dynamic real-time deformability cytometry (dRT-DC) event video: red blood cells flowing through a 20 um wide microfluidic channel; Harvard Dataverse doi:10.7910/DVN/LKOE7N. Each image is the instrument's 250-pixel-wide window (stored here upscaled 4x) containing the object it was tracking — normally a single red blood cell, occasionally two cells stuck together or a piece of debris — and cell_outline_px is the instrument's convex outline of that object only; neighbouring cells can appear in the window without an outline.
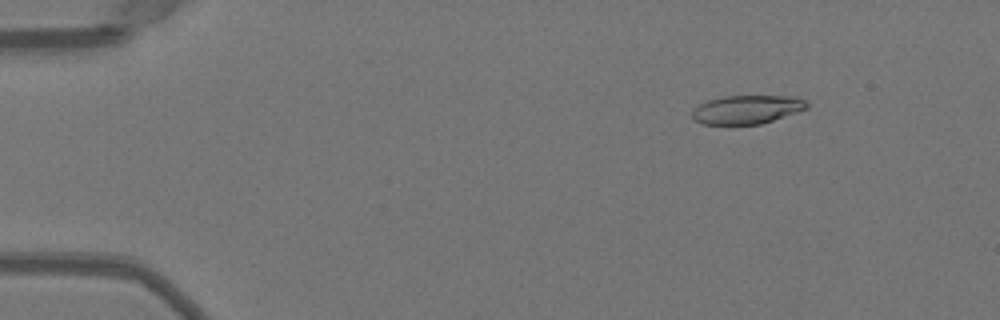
{"species": "Egyptian fruit bat (a non-hibernating species)", "species_latin": "Rousettus aegyptiacus", "temperature_condition": "warm", "stored_images_in_passage": 23, "camera_frame_rate_fps": 3000, "um_per_image_px": 0.085, "animal": {"sex": "female"}, "frame": {"image": 1, "passage_image": 7, "time_ms": 2.0, "image_size_px": [1000, 320], "cell_outline_px": [[808, 108], [760, 124], [704, 124], [696, 120], [692, 116], [692, 112], [700, 104], [708, 100], [724, 96], [796, 96], [804, 100], [808, 104]], "centroid_in_image_um": [63.51, 9.3], "position_along_channel_um": 21.5, "area_um2": 18.84}}
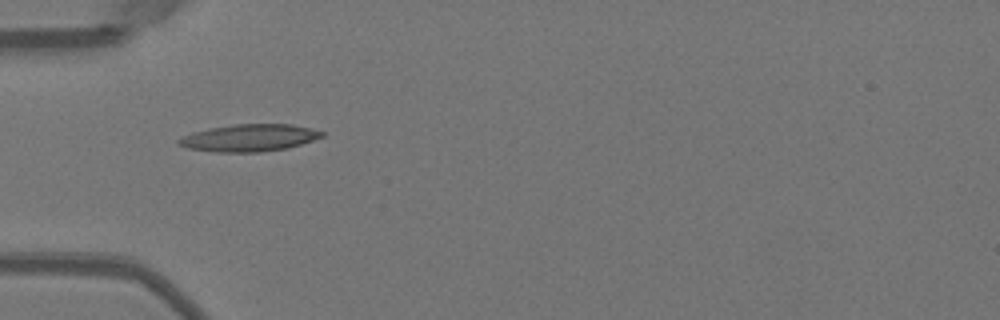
{"frame": {"image": 2, "passage_image": 17, "time_ms": 5.333, "image_size_px": [1000, 320], "cell_outline_px": [[324, 136], [288, 148], [260, 152], [216, 152], [188, 148], [176, 144], [176, 140], [180, 136], [192, 132], [208, 128], [232, 124], [292, 124], [324, 132]], "centroid_in_image_um": [21.12, 11.71], "position_along_channel_um": 63.9, "area_um2": 22.77}}
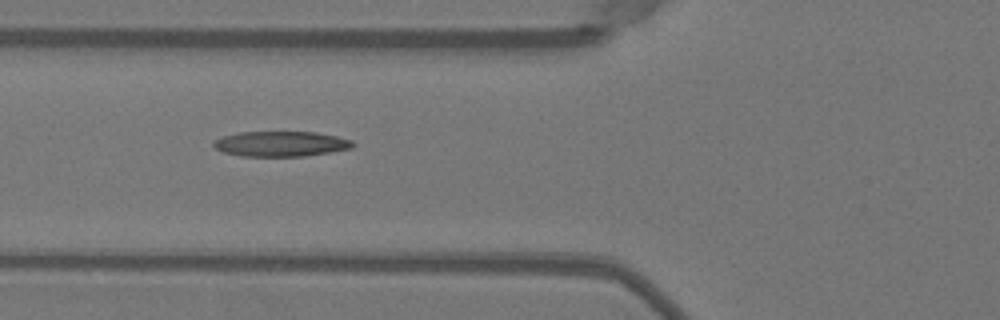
{"frame": {"image": 3, "passage_image": 20, "time_ms": 6.333, "image_size_px": [1000, 320], "cell_outline_px": [[356, 144], [352, 148], [304, 156], [240, 156], [224, 152], [216, 148], [212, 144], [216, 140], [224, 136], [240, 132], [316, 132], [336, 136], [352, 140]], "centroid_in_image_um": [23.9, 12.22], "position_along_channel_um": 101.9, "area_um2": 20.29}}